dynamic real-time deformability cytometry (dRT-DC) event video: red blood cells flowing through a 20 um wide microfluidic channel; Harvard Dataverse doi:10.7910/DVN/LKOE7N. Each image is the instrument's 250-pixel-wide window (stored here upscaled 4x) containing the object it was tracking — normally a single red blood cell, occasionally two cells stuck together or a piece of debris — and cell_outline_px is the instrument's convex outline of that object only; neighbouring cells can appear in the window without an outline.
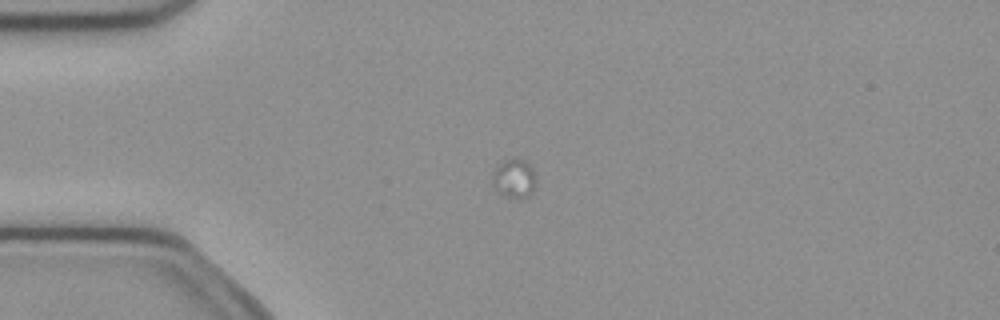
{"species": "common noctule bat (a hibernating species)", "species_latin": "Nyctalus noctula", "temperature_condition": "cold", "stored_images_in_passage": 6, "camera_frame_rate_fps": 3000, "um_per_image_px": 0.085, "animal": {"sex": "female", "body_mass_g": 21.9}, "frame": {"image": 1, "passage_image": 5, "time_ms": 1.333, "image_size_px": [1000, 320], "cell_outline_px": [[536, 184], [532, 192], [528, 196], [520, 200], [516, 200], [504, 196], [492, 184], [492, 176], [496, 164], [512, 156], [524, 160], [532, 168], [536, 176]], "centroid_in_image_um": [43.7, 15.16], "position_along_channel_um": 41.3, "area_um2": 10.35}}